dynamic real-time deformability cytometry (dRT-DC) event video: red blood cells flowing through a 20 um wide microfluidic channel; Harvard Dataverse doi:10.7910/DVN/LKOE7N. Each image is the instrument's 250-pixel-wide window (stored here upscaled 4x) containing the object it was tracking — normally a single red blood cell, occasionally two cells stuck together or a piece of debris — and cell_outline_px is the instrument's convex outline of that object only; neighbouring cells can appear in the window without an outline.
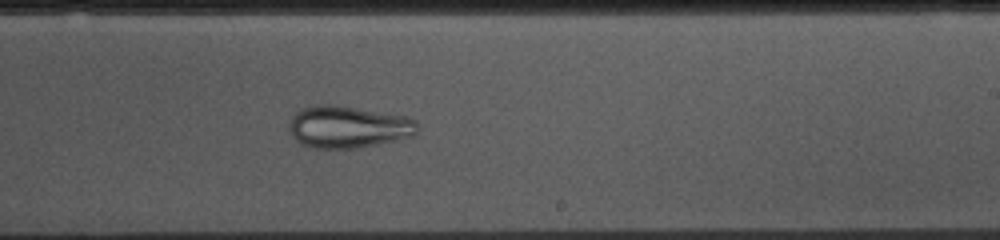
{"species": "common noctule bat (a hibernating species)", "species_latin": "Nyctalus noctula", "temperature_condition": "cold", "stored_images_in_passage": 53, "camera_frame_rate_fps": 3000, "um_per_image_px": 0.085, "animal": {"sex": "female", "body_mass_g": 10.0, "forearm_length_mm": 53.1}, "frame": {"image": 1, "passage_image": 31, "time_ms": 10.0, "image_size_px": [1000, 240], "cell_outline_px": [[416, 136], [356, 148], [312, 148], [300, 144], [292, 136], [288, 124], [292, 116], [296, 112], [304, 108], [316, 104], [332, 104], [408, 116], [416, 120]], "centroid_in_image_um": [29.58, 10.78], "position_along_channel_um": 259.4, "area_um2": 31.56}}
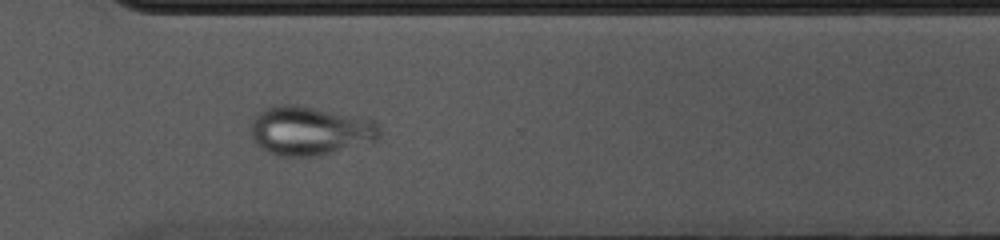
{"frame": {"image": 2, "passage_image": 38, "time_ms": 12.333, "image_size_px": [1000, 240], "cell_outline_px": [[380, 136], [376, 140], [312, 156], [276, 156], [268, 152], [256, 144], [252, 136], [252, 124], [256, 112], [264, 108], [280, 104], [296, 104], [372, 120], [380, 124]], "centroid_in_image_um": [26.28, 11.09], "position_along_channel_um": 344.3, "area_um2": 36.18}}
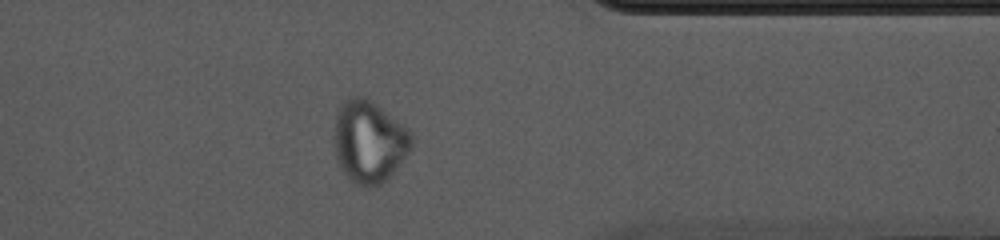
{"frame": {"image": 3, "passage_image": 42, "time_ms": 13.667, "image_size_px": [1000, 240], "cell_outline_px": [[412, 144], [408, 152], [392, 172], [380, 184], [368, 188], [364, 188], [348, 180], [336, 160], [332, 136], [336, 116], [340, 104], [344, 100], [352, 96], [364, 96], [380, 108], [400, 124], [412, 136]], "centroid_in_image_um": [31.28, 12.06], "position_along_channel_um": 380.1, "area_um2": 36.7}}